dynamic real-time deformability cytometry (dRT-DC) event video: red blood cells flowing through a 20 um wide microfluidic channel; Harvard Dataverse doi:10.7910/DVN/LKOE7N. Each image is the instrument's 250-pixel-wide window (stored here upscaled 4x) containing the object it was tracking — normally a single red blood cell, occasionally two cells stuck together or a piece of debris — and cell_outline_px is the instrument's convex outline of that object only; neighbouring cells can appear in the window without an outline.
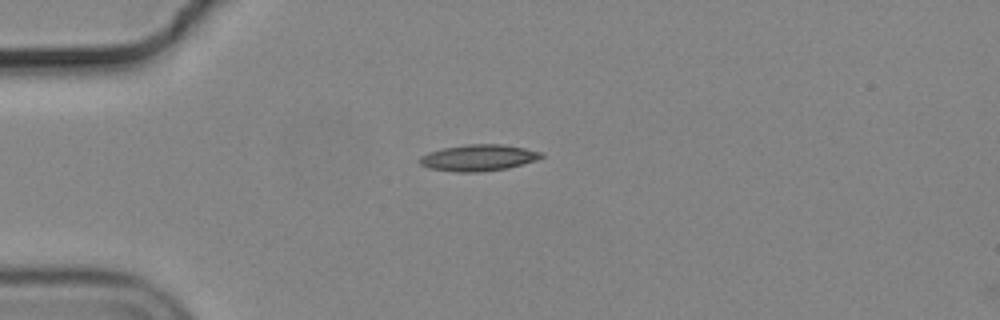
{"species": "common noctule bat (a hibernating species)", "species_latin": "Nyctalus noctula", "temperature_condition": "cold", "stored_images_in_passage": 3, "camera_frame_rate_fps": 3000, "um_per_image_px": 0.085, "animal": {"sex": "male", "body_mass_g": 19.2, "forearm_length_mm": 51.8}, "frame": {"image": 1, "passage_image": 1, "time_ms": 0.0, "image_size_px": [1000, 320], "cell_outline_px": [[544, 156], [536, 160], [508, 168], [480, 172], [456, 172], [428, 168], [420, 164], [420, 156], [428, 152], [444, 148], [464, 144], [500, 144], [524, 148], [544, 152]], "centroid_in_image_um": [40.67, 13.41], "position_along_channel_um": 44.3, "area_um2": 18.73}}